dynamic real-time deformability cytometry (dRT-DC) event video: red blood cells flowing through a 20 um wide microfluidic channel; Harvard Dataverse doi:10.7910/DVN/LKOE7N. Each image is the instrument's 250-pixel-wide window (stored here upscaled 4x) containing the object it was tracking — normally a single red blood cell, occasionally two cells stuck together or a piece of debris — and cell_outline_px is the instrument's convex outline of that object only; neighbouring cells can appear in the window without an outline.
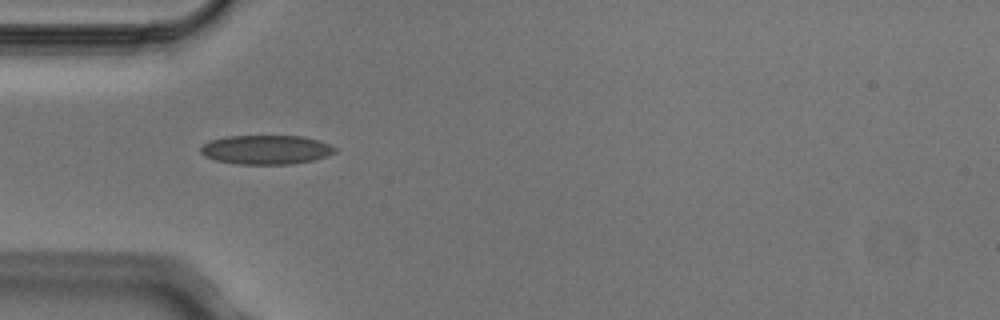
{"species": "Egyptian fruit bat (a non-hibernating species)", "species_latin": "Rousettus aegyptiacus", "temperature_condition": "cold", "stored_images_in_passage": 2, "camera_frame_rate_fps": 3000, "um_per_image_px": 0.085, "animal": {"sex": "male"}, "frame": {"image": 1, "passage_image": 1, "time_ms": 0.0, "image_size_px": [1000, 320], "cell_outline_px": [[336, 152], [312, 160], [292, 164], [236, 164], [216, 160], [204, 156], [200, 152], [200, 148], [208, 140], [228, 136], [304, 136], [328, 144], [336, 148]], "centroid_in_image_um": [22.57, 12.72], "position_along_channel_um": 62.4, "area_um2": 22.72}}
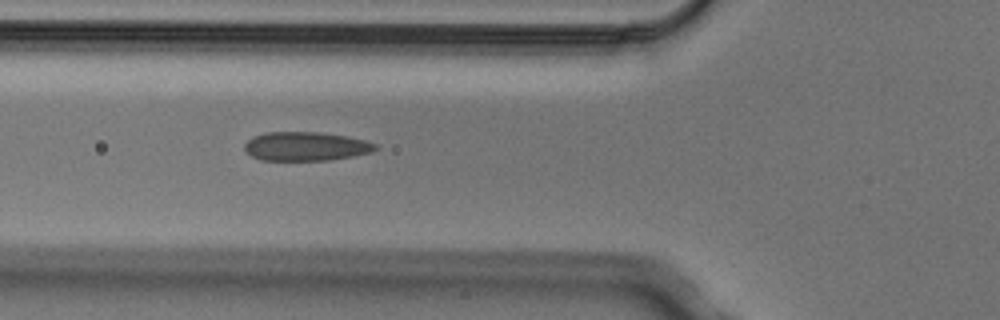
{"frame": {"image": 2, "passage_image": 2, "time_ms": 0.333, "image_size_px": [1000, 320], "cell_outline_px": [[380, 148], [372, 152], [352, 156], [328, 160], [260, 160], [244, 152], [244, 144], [252, 136], [264, 132], [320, 132], [348, 136], [364, 140], [376, 144]], "centroid_in_image_um": [25.97, 12.43], "position_along_channel_um": 99.8, "area_um2": 22.25}}